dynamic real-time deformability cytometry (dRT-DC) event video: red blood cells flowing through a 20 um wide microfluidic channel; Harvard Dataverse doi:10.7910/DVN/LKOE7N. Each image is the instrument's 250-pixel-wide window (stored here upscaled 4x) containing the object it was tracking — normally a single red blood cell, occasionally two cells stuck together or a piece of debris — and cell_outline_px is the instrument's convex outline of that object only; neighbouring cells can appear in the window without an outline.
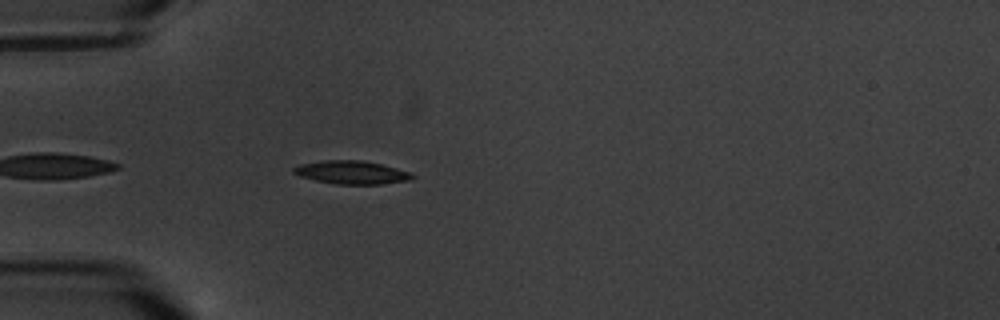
{"species": "common noctule bat (a hibernating species)", "species_latin": "Nyctalus noctula", "temperature_condition": "warm", "stored_images_in_passage": 5, "camera_frame_rate_fps": 3000, "um_per_image_px": 0.085, "animal": {"sex": "male", "body_mass_g": 20.1, "forearm_length_mm": 53.5}, "frame": {"image": 1, "passage_image": 5, "time_ms": 4.667, "image_size_px": [1000, 320], "cell_outline_px": [[416, 176], [412, 180], [380, 184], [336, 184], [316, 180], [300, 176], [292, 172], [292, 168], [300, 164], [324, 160], [360, 160], [380, 164], [396, 168], [408, 172]], "centroid_in_image_um": [29.88, 14.65], "position_along_channel_um": 55.1, "area_um2": 15.95}}